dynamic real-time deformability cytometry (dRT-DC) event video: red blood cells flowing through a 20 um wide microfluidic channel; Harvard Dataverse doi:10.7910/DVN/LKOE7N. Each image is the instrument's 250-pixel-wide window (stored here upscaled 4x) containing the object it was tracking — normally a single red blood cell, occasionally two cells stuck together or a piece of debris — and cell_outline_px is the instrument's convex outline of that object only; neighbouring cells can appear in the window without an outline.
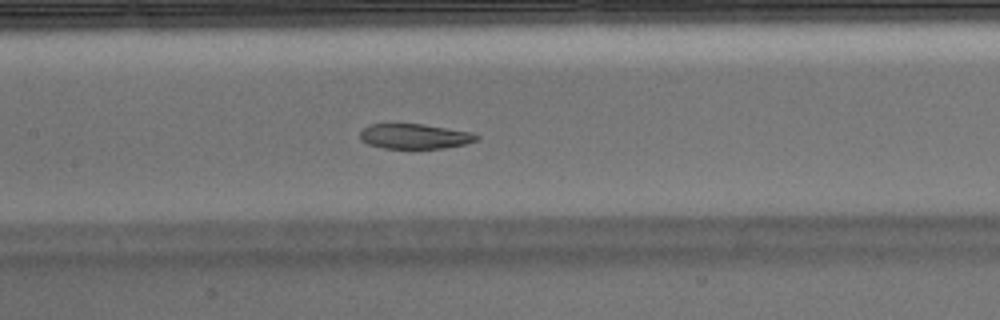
{"species": "Egyptian fruit bat (a non-hibernating species)", "species_latin": "Rousettus aegyptiacus", "temperature_condition": "warm", "stored_images_in_passage": 52, "segment_of_instrument_passage": [1, 2], "camera_frame_rate_fps": 3000, "um_per_image_px": 0.085, "animal": {"sex": "male"}, "frame": {"image": 1, "passage_image": 24, "time_ms": 7.667, "image_size_px": [1000, 320], "cell_outline_px": [[480, 136], [476, 140], [464, 144], [444, 148], [380, 148], [368, 144], [360, 140], [360, 132], [368, 124], [424, 124], [472, 132]], "centroid_in_image_um": [35.22, 11.58], "position_along_channel_um": 172.2, "area_um2": 16.99}}
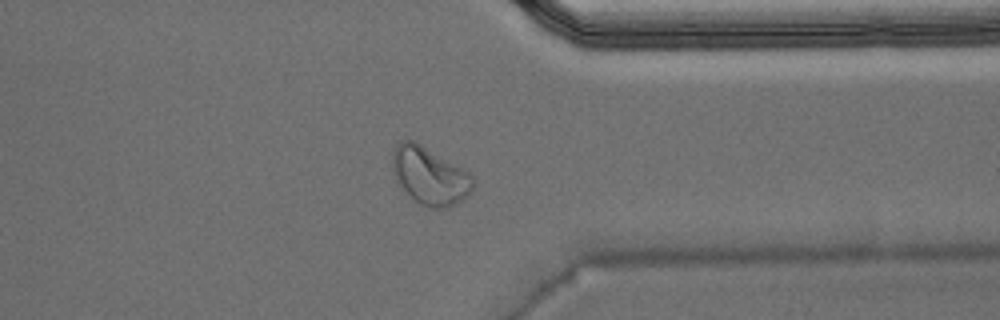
{"frame": {"image": 2, "passage_image": 40, "time_ms": 13.0, "image_size_px": [1000, 320], "cell_outline_px": [[472, 192], [468, 196], [456, 204], [448, 208], [432, 208], [420, 204], [396, 180], [392, 172], [392, 152], [396, 144], [400, 140], [416, 140], [468, 172], [472, 176]], "centroid_in_image_um": [36.51, 14.92], "position_along_channel_um": 374.9, "area_um2": 26.93}}
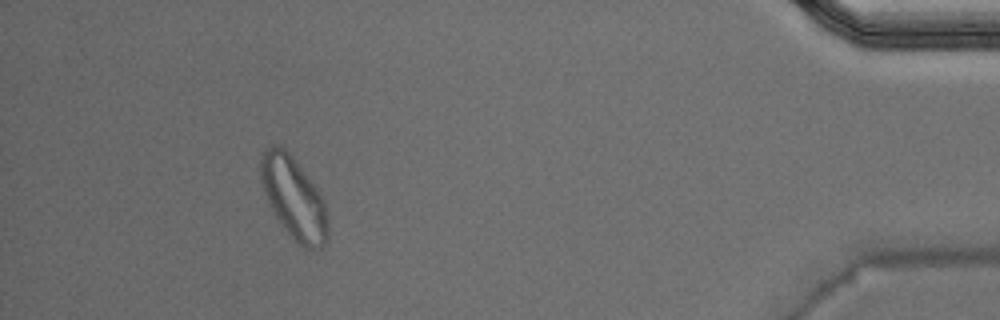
{"frame": {"image": 3, "passage_image": 47, "time_ms": 15.333, "image_size_px": [1000, 320], "cell_outline_px": [[328, 236], [324, 244], [320, 248], [304, 248], [284, 228], [268, 204], [260, 180], [260, 160], [264, 152], [272, 144], [280, 144], [292, 156], [316, 188], [324, 200], [328, 224]], "centroid_in_image_um": [24.95, 16.81], "position_along_channel_um": 410.2, "area_um2": 31.62}}